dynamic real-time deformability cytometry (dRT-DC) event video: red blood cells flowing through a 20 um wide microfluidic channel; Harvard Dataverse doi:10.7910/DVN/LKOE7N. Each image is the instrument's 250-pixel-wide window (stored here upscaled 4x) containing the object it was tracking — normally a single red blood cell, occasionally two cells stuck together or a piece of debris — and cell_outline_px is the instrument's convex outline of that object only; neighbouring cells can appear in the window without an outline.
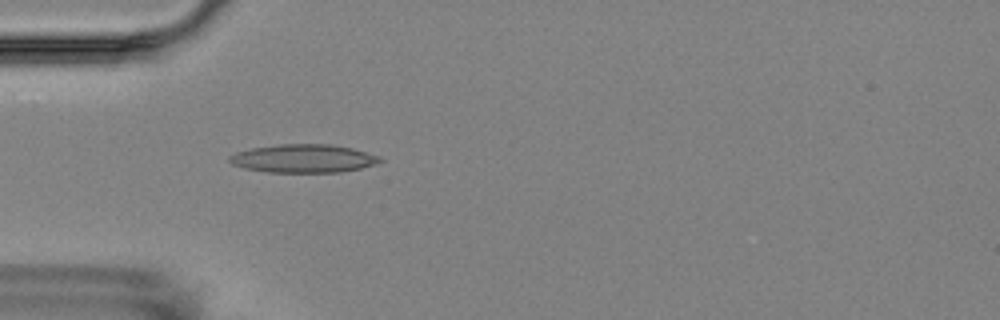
{"species": "Egyptian fruit bat (a non-hibernating species)", "species_latin": "Rousettus aegyptiacus", "temperature_condition": "room temperature", "stored_images_in_passage": 1, "camera_frame_rate_fps": 3000, "um_per_image_px": 0.085, "animal": {"sex": "female"}, "frame": {"image": 1, "passage_image": 1, "time_ms": 0.0, "image_size_px": [1000, 320], "cell_outline_px": [[384, 160], [376, 164], [360, 168], [340, 172], [268, 172], [244, 168], [232, 164], [228, 160], [228, 156], [236, 152], [252, 148], [280, 144], [332, 144], [352, 148], [380, 156]], "centroid_in_image_um": [25.8, 13.47], "position_along_channel_um": 59.2, "area_um2": 24.85}}